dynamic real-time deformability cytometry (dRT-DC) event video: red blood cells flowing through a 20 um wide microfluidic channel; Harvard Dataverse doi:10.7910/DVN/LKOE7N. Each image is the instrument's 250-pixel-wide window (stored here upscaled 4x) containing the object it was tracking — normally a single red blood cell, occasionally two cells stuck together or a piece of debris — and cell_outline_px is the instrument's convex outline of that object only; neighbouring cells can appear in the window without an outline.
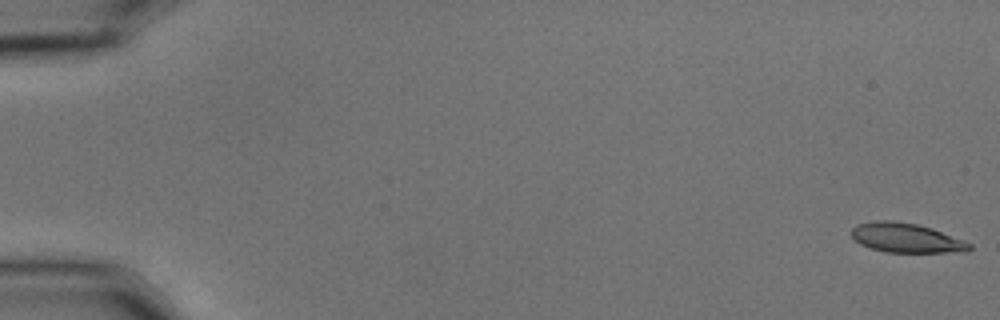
{"species": "common noctule bat (a hibernating species)", "species_latin": "Nyctalus noctula", "temperature_condition": "cold", "stored_images_in_passage": 56, "camera_frame_rate_fps": 3000, "um_per_image_px": 0.085, "animal": {"sex": "male", "body_mass_g": 15.6}, "frame": {"image": 1, "passage_image": 1, "time_ms": 0.0, "image_size_px": [1000, 320], "cell_outline_px": [[972, 248], [968, 252], [884, 252], [868, 248], [860, 244], [852, 236], [852, 228], [856, 224], [876, 220], [892, 220], [916, 224], [932, 228], [964, 240], [972, 244]], "centroid_in_image_um": [77.03, 20.22], "position_along_channel_um": 8.0, "area_um2": 20.4}}
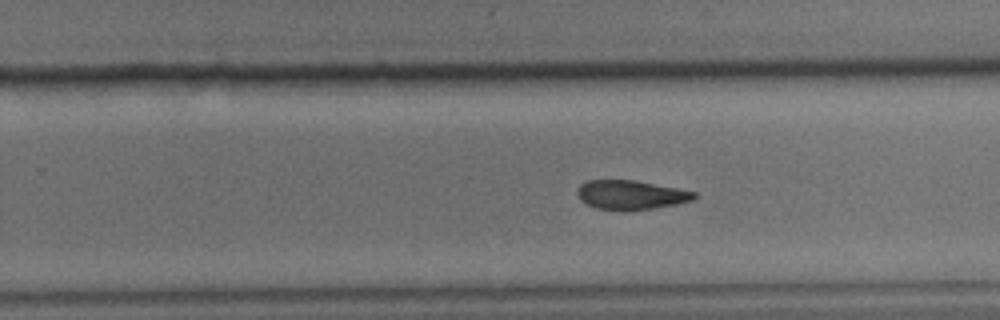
{"frame": {"image": 2, "passage_image": 36, "time_ms": 11.667, "image_size_px": [1000, 320], "cell_outline_px": [[696, 196], [692, 200], [676, 204], [652, 208], [624, 212], [620, 212], [596, 208], [580, 200], [576, 192], [580, 184], [588, 180], [632, 180], [676, 188], [696, 192]], "centroid_in_image_um": [53.57, 16.58], "position_along_channel_um": 276.2, "area_um2": 19.94}}
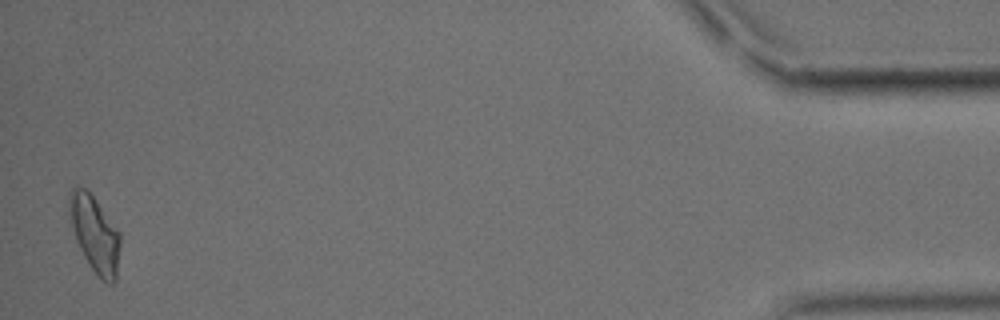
{"frame": {"image": 3, "passage_image": 55, "time_ms": 18.0, "image_size_px": [1000, 320], "cell_outline_px": [[120, 244], [116, 280], [112, 284], [108, 284], [96, 276], [84, 256], [80, 248], [68, 212], [68, 196], [72, 188], [76, 184], [88, 188], [120, 232]], "centroid_in_image_um": [8.06, 19.84], "position_along_channel_um": 427.1, "area_um2": 22.89}, "authors_computed_cell_mechanics": {"area_um2": 21.1259, "velocity_mm_per_s": 3.646, "shape_relaxation_time_tau1_ms": 6.238, "shape_relaxation_time_tau2_ms": 5.838, "deformation_change_tau1": 0.1689, "deformation_change_tau2": 0.1465}}